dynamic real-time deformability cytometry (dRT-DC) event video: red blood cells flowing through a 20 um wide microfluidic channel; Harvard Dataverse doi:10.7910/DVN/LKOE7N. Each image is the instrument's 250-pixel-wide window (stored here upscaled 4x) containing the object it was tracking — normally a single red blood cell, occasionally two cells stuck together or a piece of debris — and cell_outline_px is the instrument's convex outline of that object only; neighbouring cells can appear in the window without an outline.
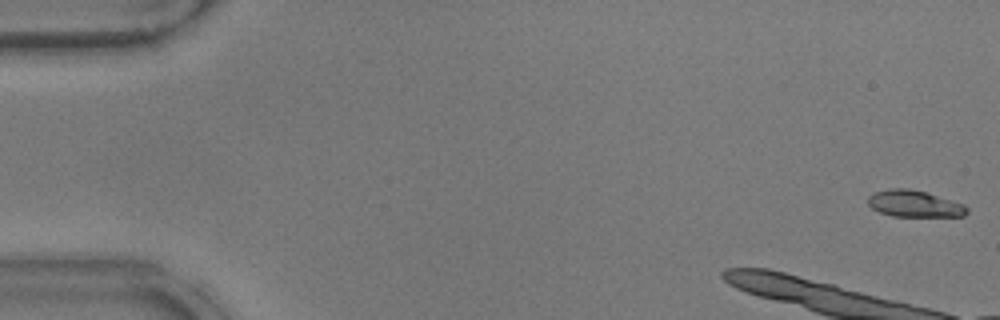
{"species": "common noctule bat (a hibernating species)", "species_latin": "Nyctalus noctula", "temperature_condition": "warm", "stored_images_in_passage": 13, "camera_frame_rate_fps": 3000, "um_per_image_px": 0.085, "animal": {"sex": "male", "body_mass_g": 17.9}, "frame": {"image": 1, "passage_image": 1, "time_ms": 0.0, "image_size_px": [1000, 320], "cell_outline_px": [[968, 212], [964, 216], [892, 216], [880, 212], [872, 208], [868, 204], [868, 196], [876, 192], [888, 188], [908, 188], [924, 192], [964, 204], [968, 208]], "centroid_in_image_um": [77.71, 17.32], "position_along_channel_um": 7.3, "area_um2": 15.2}}